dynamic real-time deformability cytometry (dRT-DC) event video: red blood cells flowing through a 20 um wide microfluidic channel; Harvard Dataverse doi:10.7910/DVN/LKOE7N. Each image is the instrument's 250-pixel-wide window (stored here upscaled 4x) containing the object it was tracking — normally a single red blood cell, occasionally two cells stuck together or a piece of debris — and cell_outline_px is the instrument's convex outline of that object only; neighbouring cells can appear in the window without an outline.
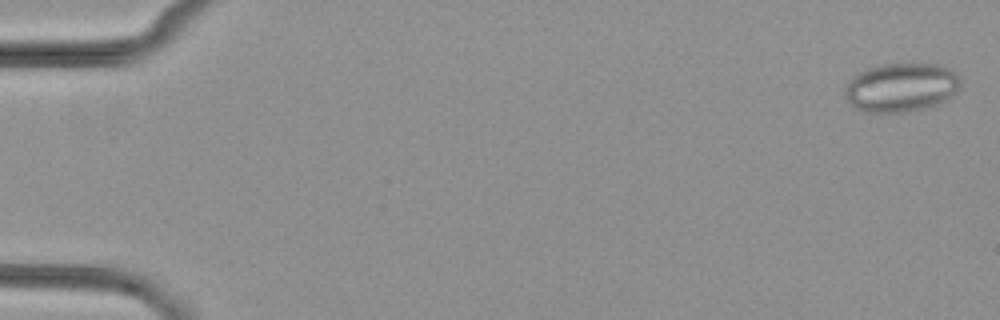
{"species": "common noctule bat (a hibernating species)", "species_latin": "Nyctalus noctula", "temperature_condition": "cold", "stored_images_in_passage": 54, "camera_frame_rate_fps": 3000, "um_per_image_px": 0.085, "animal": {"sex": "female", "body_mass_g": 29.2, "forearm_length_mm": 56.3}, "frame": {"image": 1, "passage_image": 2, "time_ms": 0.333, "image_size_px": [1000, 320], "cell_outline_px": [[960, 88], [948, 100], [936, 104], [920, 108], [900, 112], [868, 112], [856, 108], [844, 96], [844, 92], [852, 76], [864, 68], [880, 64], [940, 64], [952, 68], [960, 80]], "centroid_in_image_um": [76.61, 7.4], "position_along_channel_um": 8.4, "area_um2": 32.95}}
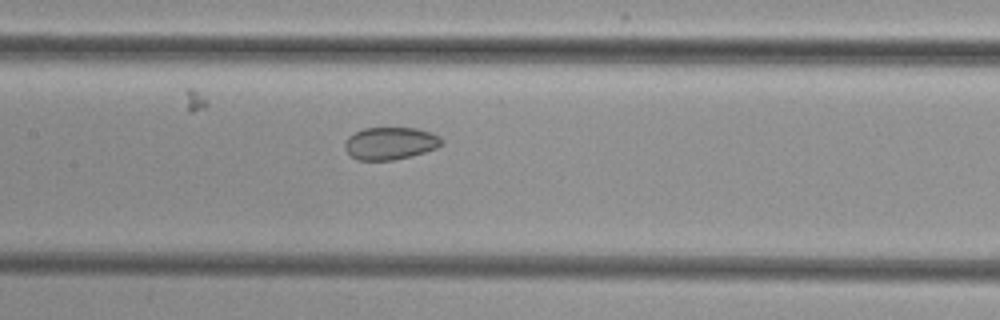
{"frame": {"image": 2, "passage_image": 27, "time_ms": 8.667, "image_size_px": [1000, 320], "cell_outline_px": [[444, 144], [436, 148], [412, 156], [392, 160], [356, 160], [344, 148], [344, 144], [348, 136], [364, 128], [416, 128], [432, 132], [440, 136], [444, 140]], "centroid_in_image_um": [33.21, 12.18], "position_along_channel_um": 174.2, "area_um2": 18.44}}
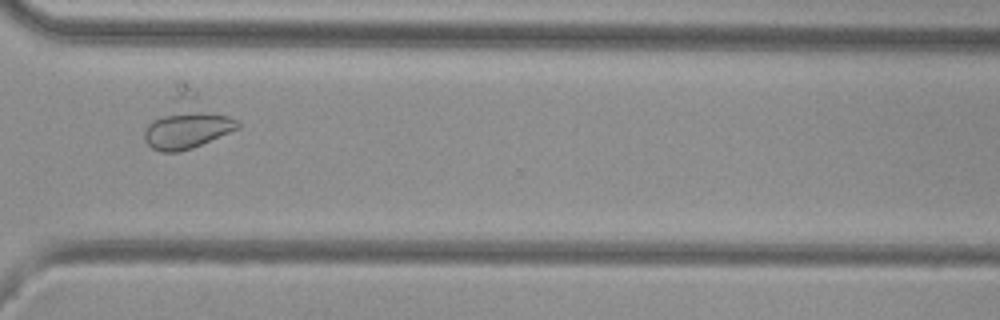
{"frame": {"image": 3, "passage_image": 41, "time_ms": 13.333, "image_size_px": [1000, 320], "cell_outline_px": [[240, 128], [192, 148], [180, 152], [160, 152], [152, 148], [144, 140], [144, 132], [148, 124], [176, 80], [184, 80], [236, 120], [240, 124]], "centroid_in_image_um": [15.87, 10.26], "position_along_channel_um": 354.7, "area_um2": 29.77}}